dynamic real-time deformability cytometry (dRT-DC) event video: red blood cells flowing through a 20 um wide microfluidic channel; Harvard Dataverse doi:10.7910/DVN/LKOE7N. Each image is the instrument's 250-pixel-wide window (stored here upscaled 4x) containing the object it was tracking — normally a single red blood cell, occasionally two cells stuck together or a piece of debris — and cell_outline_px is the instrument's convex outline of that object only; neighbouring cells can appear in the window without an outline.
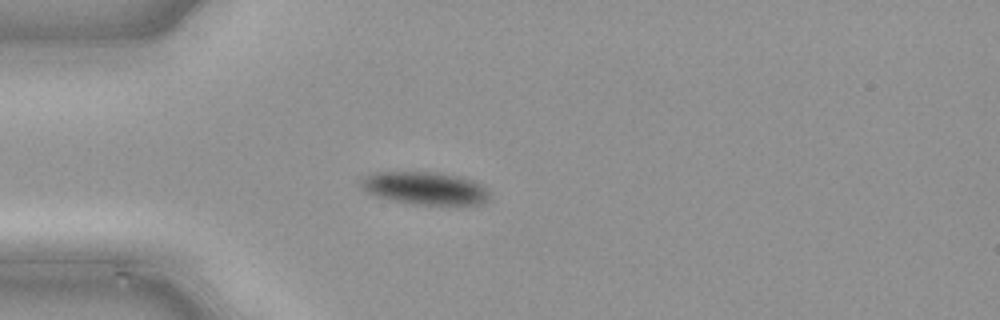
{"species": "common noctule bat (a hibernating species)", "species_latin": "Nyctalus noctula", "temperature_condition": "cold", "stored_images_in_passage": 43, "camera_frame_rate_fps": 3000, "um_per_image_px": 0.085, "animal": {"sex": "male", "body_mass_g": 21.5, "forearm_length_mm": 52.0}, "frame": {"image": 1, "passage_image": 13, "time_ms": 4.0, "image_size_px": [1000, 320], "cell_outline_px": [[488, 200], [480, 204], [416, 204], [396, 200], [380, 196], [368, 192], [360, 184], [364, 176], [372, 172], [436, 172], [456, 176], [472, 180], [480, 184], [488, 192]], "centroid_in_image_um": [36.12, 15.98], "position_along_channel_um": 48.9, "area_um2": 23.87}}
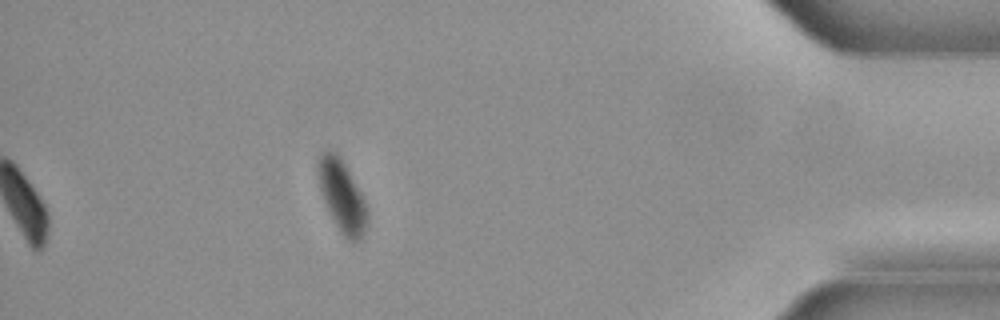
{"frame": {"image": 2, "passage_image": 43, "time_ms": 14.0, "image_size_px": [1000, 320], "cell_outline_px": [[368, 224], [360, 240], [356, 244], [352, 244], [340, 232], [320, 192], [316, 176], [316, 160], [320, 152], [328, 148], [336, 152], [340, 156], [360, 192], [364, 200], [368, 212]], "centroid_in_image_um": [29.04, 16.64], "position_along_channel_um": 406.2, "area_um2": 20.98}}